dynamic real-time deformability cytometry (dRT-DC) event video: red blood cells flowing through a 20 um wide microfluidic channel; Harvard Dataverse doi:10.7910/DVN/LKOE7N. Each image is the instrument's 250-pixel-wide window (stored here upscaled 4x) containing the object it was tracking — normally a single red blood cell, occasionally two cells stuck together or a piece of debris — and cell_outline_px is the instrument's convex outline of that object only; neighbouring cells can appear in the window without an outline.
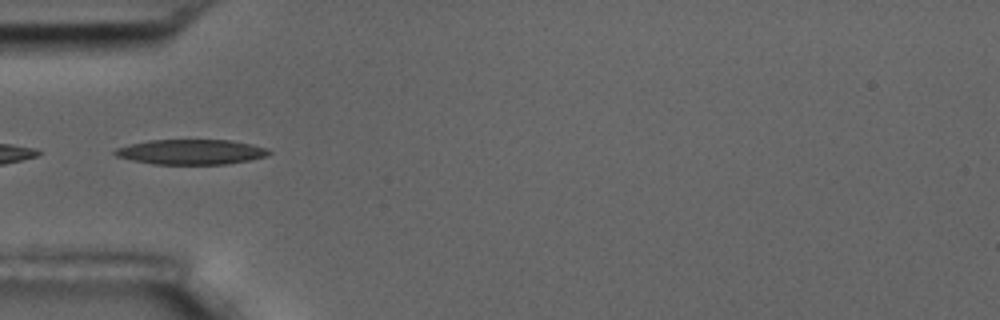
{"species": "common noctule bat (a hibernating species)", "species_latin": "Nyctalus noctula", "temperature_condition": "room temperature", "stored_images_in_passage": 9, "camera_frame_rate_fps": 3000, "um_per_image_px": 0.085, "animal": {"sex": "male", "body_mass_g": 17.5, "forearm_length_mm": 52.3}, "frame": {"image": 1, "passage_image": 1, "time_ms": 0.0, "image_size_px": [1000, 320], "cell_outline_px": [[272, 152], [268, 156], [248, 160], [224, 164], [152, 164], [132, 160], [116, 156], [112, 152], [116, 148], [148, 140], [232, 140], [252, 144], [268, 148]], "centroid_in_image_um": [16.27, 12.91], "position_along_channel_um": 68.7, "area_um2": 22.48}}
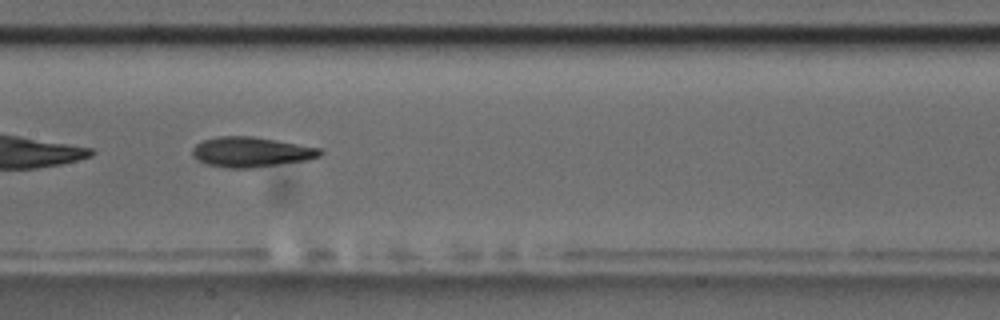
{"frame": {"image": 2, "passage_image": 4, "time_ms": 3.333, "image_size_px": [1000, 320], "cell_outline_px": [[324, 152], [320, 156], [308, 160], [252, 168], [228, 168], [208, 164], [196, 160], [192, 156], [192, 148], [196, 144], [204, 140], [220, 136], [252, 136], [276, 140], [320, 148]], "centroid_in_image_um": [21.34, 12.92], "position_along_channel_um": 186.1, "area_um2": 22.37}}
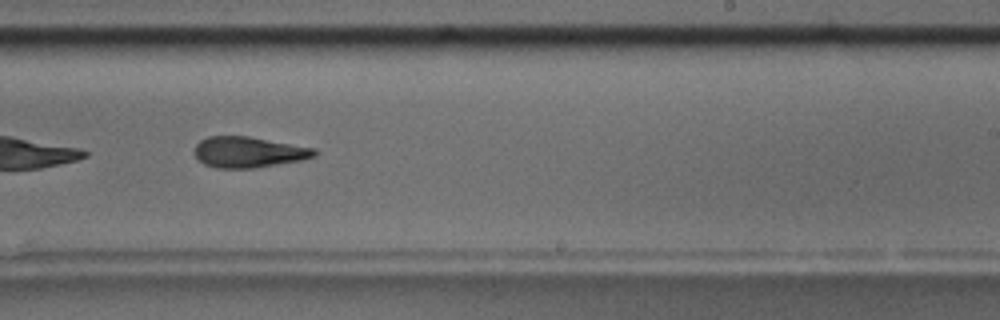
{"frame": {"image": 3, "passage_image": 6, "time_ms": 5.667, "image_size_px": [1000, 320], "cell_outline_px": [[316, 156], [300, 160], [256, 168], [216, 168], [204, 164], [192, 152], [196, 144], [200, 140], [208, 136], [248, 136], [316, 148]], "centroid_in_image_um": [21.1, 12.93], "position_along_channel_um": 267.9, "area_um2": 21.62}}